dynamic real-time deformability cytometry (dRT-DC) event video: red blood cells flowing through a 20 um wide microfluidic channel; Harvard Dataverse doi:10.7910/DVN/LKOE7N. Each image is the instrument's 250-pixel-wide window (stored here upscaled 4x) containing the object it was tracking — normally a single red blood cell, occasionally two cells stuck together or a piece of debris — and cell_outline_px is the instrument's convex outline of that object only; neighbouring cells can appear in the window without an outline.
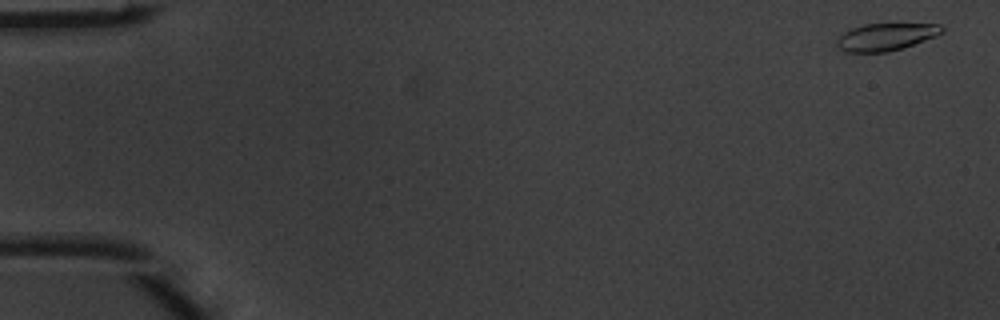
{"species": "common noctule bat (a hibernating species)", "species_latin": "Nyctalus noctula", "temperature_condition": "warm", "stored_images_in_passage": 4, "camera_frame_rate_fps": 3000, "um_per_image_px": 0.085, "animal": {"sex": "male", "body_mass_g": 20.1, "forearm_length_mm": 53.5}, "frame": {"image": 1, "passage_image": 1, "time_ms": 0.0, "image_size_px": [1000, 320], "cell_outline_px": [[944, 32], [936, 36], [888, 52], [844, 52], [836, 44], [836, 40], [844, 32], [852, 28], [864, 24], [940, 24], [944, 28]], "centroid_in_image_um": [75.29, 3.13], "position_along_channel_um": 9.7, "area_um2": 16.53}}